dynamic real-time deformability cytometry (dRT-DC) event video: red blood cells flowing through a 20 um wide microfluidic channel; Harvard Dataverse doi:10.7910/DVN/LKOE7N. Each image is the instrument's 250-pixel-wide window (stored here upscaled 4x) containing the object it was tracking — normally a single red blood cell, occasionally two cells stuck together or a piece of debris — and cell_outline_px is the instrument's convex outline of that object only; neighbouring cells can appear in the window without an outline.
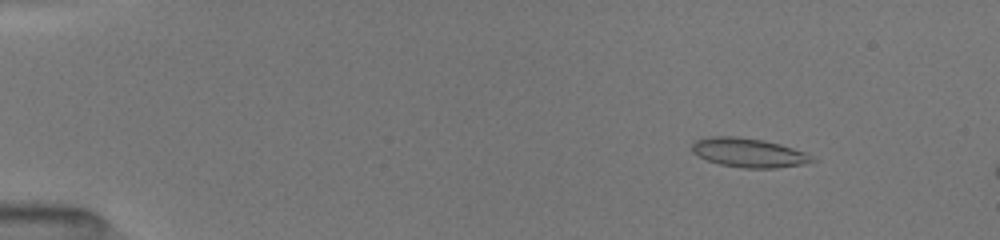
{"species": "common noctule bat (a hibernating species)", "species_latin": "Nyctalus noctula", "temperature_condition": "room temperature", "stored_images_in_passage": 13, "camera_frame_rate_fps": 3000, "um_per_image_px": 0.085, "animal": {"sex": "female", "body_mass_g": 19.5, "forearm_length_mm": 54.1}, "frame": {"image": 1, "passage_image": 6, "time_ms": 1.667, "image_size_px": [1000, 240], "cell_outline_px": [[816, 160], [800, 164], [776, 168], [744, 168], [720, 164], [708, 160], [692, 152], [692, 144], [696, 140], [712, 136], [736, 136], [760, 140], [780, 144], [804, 152]], "centroid_in_image_um": [63.6, 12.98], "position_along_channel_um": 21.4, "area_um2": 19.94}}